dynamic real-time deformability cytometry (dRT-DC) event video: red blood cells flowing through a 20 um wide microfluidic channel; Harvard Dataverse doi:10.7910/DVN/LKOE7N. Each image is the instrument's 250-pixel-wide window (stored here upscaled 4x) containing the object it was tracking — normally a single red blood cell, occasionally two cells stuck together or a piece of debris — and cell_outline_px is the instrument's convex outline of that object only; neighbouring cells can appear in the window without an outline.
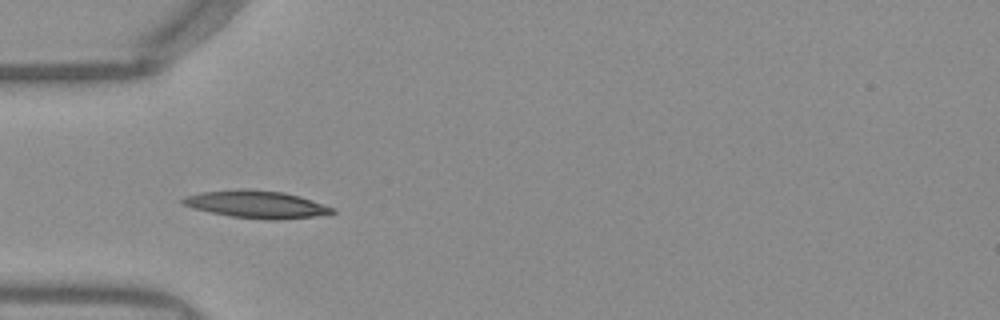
{"species": "Egyptian fruit bat (a non-hibernating species)", "species_latin": "Rousettus aegyptiacus", "temperature_condition": "warm", "stored_images_in_passage": 38, "camera_frame_rate_fps": 3000, "um_per_image_px": 0.085, "frame": {"image": 1, "passage_image": 3, "time_ms": 0.667, "image_size_px": [1000, 320], "cell_outline_px": [[336, 212], [316, 216], [280, 220], [264, 220], [232, 216], [192, 208], [180, 204], [180, 200], [184, 196], [200, 192], [244, 188], [284, 192], [300, 196], [336, 208]], "centroid_in_image_um": [21.79, 17.36], "position_along_channel_um": 63.2, "area_um2": 24.16}}
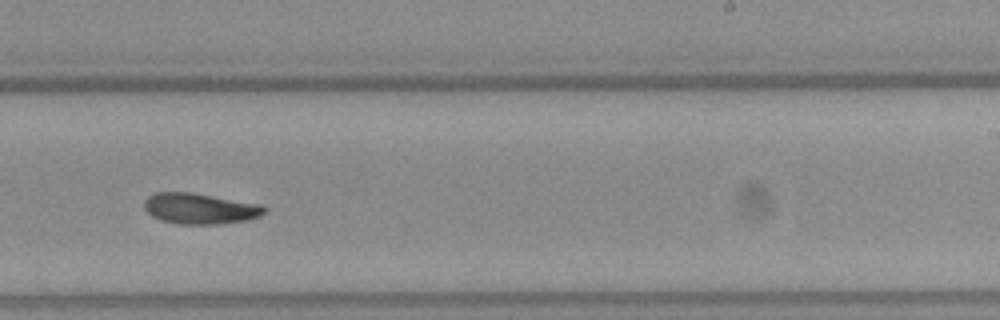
{"frame": {"image": 2, "passage_image": 19, "time_ms": 6.0, "image_size_px": [1000, 320], "cell_outline_px": [[264, 212], [260, 216], [248, 220], [220, 224], [180, 224], [160, 220], [152, 216], [144, 208], [144, 200], [148, 196], [156, 192], [192, 192], [260, 204], [264, 208]], "centroid_in_image_um": [16.96, 17.73], "position_along_channel_um": 272.0, "area_um2": 21.56}}
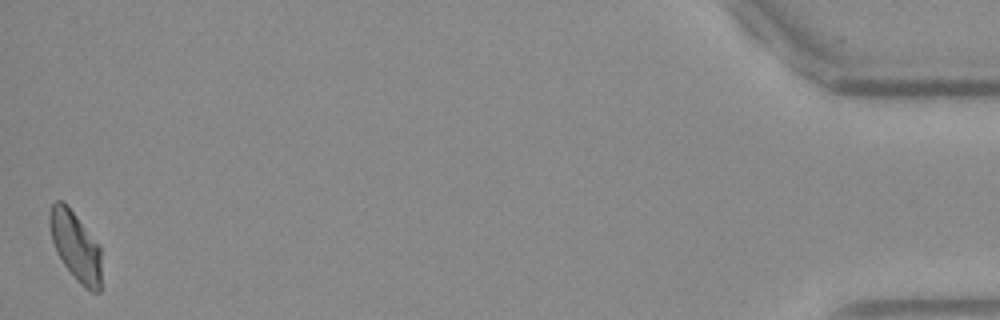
{"frame": {"image": 3, "passage_image": 38, "time_ms": 12.333, "image_size_px": [1000, 320], "cell_outline_px": [[100, 292], [92, 292], [84, 288], [76, 280], [64, 264], [52, 240], [48, 220], [48, 212], [52, 204], [56, 200], [64, 200], [68, 204], [100, 244]], "centroid_in_image_um": [6.42, 20.86], "position_along_channel_um": 428.8, "area_um2": 21.1}, "authors_computed_cell_mechanics": {"area_um2": 21.3282, "velocity_mm_per_s": 3.9353, "shape_relaxation_time_tau1_ms": 5.2459, "shape_relaxation_time_tau2_ms": null, "deformation_change_tau1": 0.1694, "deformation_change_tau2": null}}